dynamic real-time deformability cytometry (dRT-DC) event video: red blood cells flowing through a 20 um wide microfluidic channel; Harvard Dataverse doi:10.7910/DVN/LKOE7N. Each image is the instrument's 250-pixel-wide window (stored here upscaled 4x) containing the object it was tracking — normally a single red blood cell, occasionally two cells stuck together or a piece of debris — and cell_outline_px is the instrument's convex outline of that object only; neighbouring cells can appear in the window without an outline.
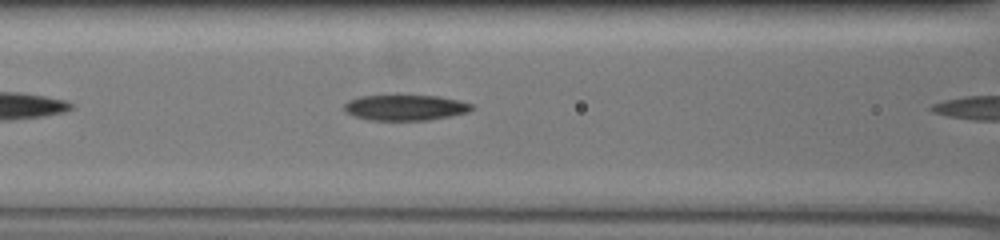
{"species": "common noctule bat (a hibernating species)", "species_latin": "Nyctalus noctula", "temperature_condition": "warm", "stored_images_in_passage": 10, "camera_frame_rate_fps": 3000, "um_per_image_px": 0.085, "animal": {"sex": "female", "body_mass_g": 19.5, "forearm_length_mm": 54.1}, "frame": {"image": 1, "passage_image": 9, "time_ms": 2.667, "image_size_px": [1000, 240], "cell_outline_px": [[476, 108], [468, 112], [452, 116], [428, 120], [368, 120], [352, 116], [344, 112], [344, 104], [348, 100], [360, 96], [436, 96], [456, 100], [472, 104]], "centroid_in_image_um": [34.42, 9.16], "position_along_channel_um": 132.2, "area_um2": 19.07}}